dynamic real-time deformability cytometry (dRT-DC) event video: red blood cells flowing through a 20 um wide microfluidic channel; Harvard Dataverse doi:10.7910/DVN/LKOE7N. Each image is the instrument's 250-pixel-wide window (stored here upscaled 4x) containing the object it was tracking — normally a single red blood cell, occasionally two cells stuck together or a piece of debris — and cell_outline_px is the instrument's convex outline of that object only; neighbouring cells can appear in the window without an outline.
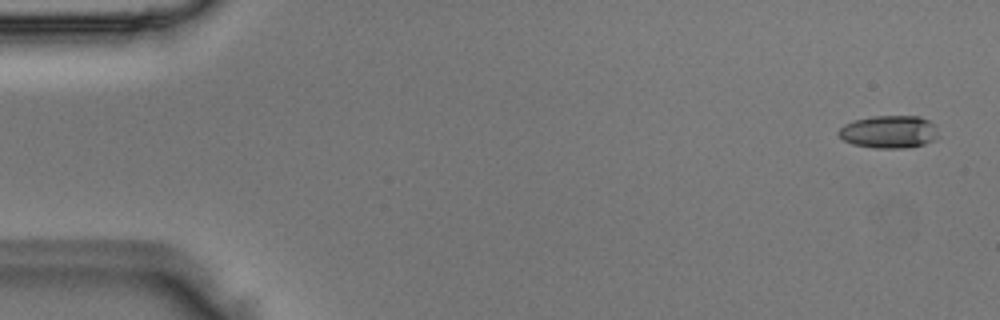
{"species": "Egyptian fruit bat (a non-hibernating species)", "species_latin": "Rousettus aegyptiacus", "temperature_condition": "room temperature", "stored_images_in_passage": 4, "camera_frame_rate_fps": 3000, "um_per_image_px": 0.085, "animal": {"sex": "male"}, "frame": {"image": 1, "passage_image": 1, "time_ms": 0.0, "image_size_px": [1000, 320], "cell_outline_px": [[936, 136], [932, 140], [924, 144], [904, 148], [876, 148], [852, 144], [844, 140], [836, 132], [844, 124], [856, 120], [872, 116], [920, 116], [928, 120], [932, 124]], "centroid_in_image_um": [75.5, 11.2], "position_along_channel_um": 9.5, "area_um2": 18.67}}